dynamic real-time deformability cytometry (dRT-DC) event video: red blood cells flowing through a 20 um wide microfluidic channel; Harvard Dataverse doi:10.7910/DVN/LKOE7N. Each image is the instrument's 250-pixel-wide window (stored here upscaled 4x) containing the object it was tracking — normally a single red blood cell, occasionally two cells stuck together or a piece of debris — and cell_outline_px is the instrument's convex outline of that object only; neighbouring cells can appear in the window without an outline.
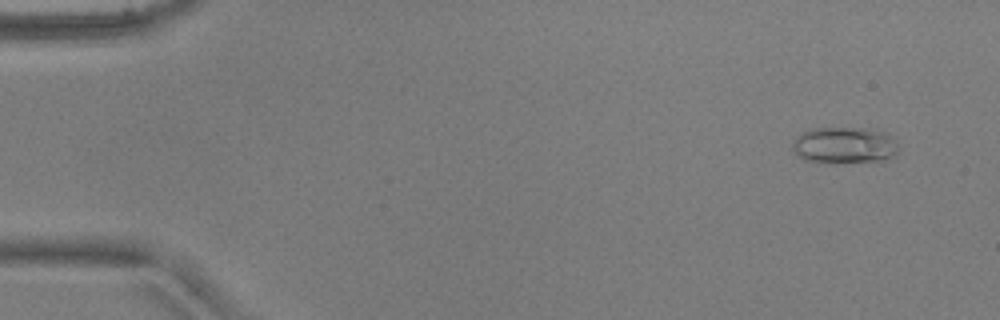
{"species": "common noctule bat (a hibernating species)", "species_latin": "Nyctalus noctula", "temperature_condition": "warm", "stored_images_in_passage": 52, "camera_frame_rate_fps": 3000, "um_per_image_px": 0.085, "animal": {"sex": "male", "body_mass_g": 17.9, "forearm_length_mm": 54.2}, "frame": {"image": 1, "passage_image": 4, "time_ms": 1.0, "image_size_px": [1000, 320], "cell_outline_px": [[896, 152], [892, 156], [876, 160], [804, 160], [796, 156], [792, 148], [792, 144], [796, 136], [804, 132], [816, 128], [864, 128], [884, 132], [892, 136], [896, 144]], "centroid_in_image_um": [71.72, 12.29], "position_along_channel_um": 13.3, "area_um2": 21.44}}
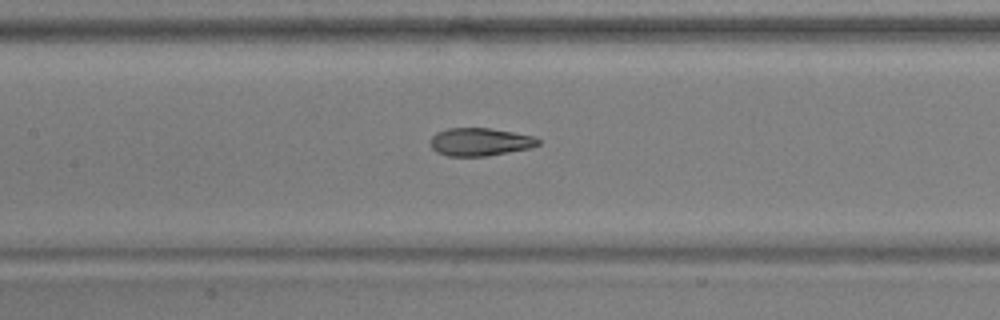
{"frame": {"image": 2, "passage_image": 25, "time_ms": 8.0, "image_size_px": [1000, 320], "cell_outline_px": [[540, 144], [532, 148], [488, 156], [448, 156], [436, 152], [428, 144], [428, 140], [436, 132], [448, 128], [488, 128], [512, 132], [532, 136], [540, 140]], "centroid_in_image_um": [40.76, 12.07], "position_along_channel_um": 166.6, "area_um2": 17.74}}
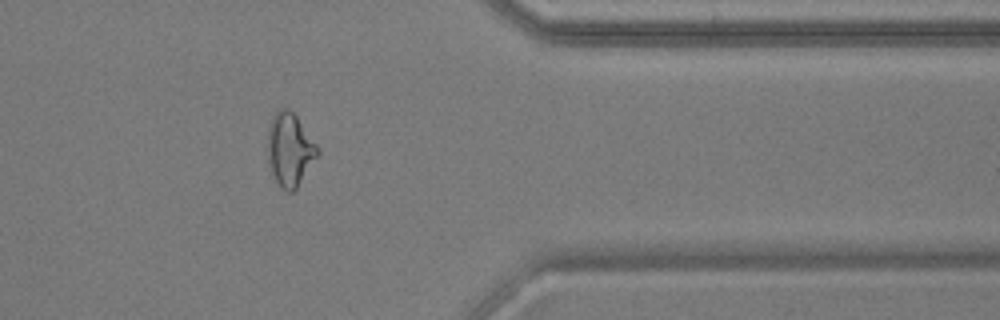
{"frame": {"image": 3, "passage_image": 43, "time_ms": 14.0, "image_size_px": [1000, 320], "cell_outline_px": [[320, 152], [296, 188], [292, 192], [288, 192], [276, 180], [272, 172], [268, 160], [268, 128], [272, 116], [280, 108], [288, 108], [296, 116], [320, 148]], "centroid_in_image_um": [24.64, 12.67], "position_along_channel_um": 386.8, "area_um2": 20.92}, "authors_computed_cell_mechanics": {"area_um2": 18.4093, "velocity_mm_per_s": 3.8968, "shape_relaxation_time_tau1_ms": 5.8341, "shape_relaxation_time_tau2_ms": 1.2791, "deformation_change_tau1": 0.2134, "deformation_change_tau2": 0.089}}